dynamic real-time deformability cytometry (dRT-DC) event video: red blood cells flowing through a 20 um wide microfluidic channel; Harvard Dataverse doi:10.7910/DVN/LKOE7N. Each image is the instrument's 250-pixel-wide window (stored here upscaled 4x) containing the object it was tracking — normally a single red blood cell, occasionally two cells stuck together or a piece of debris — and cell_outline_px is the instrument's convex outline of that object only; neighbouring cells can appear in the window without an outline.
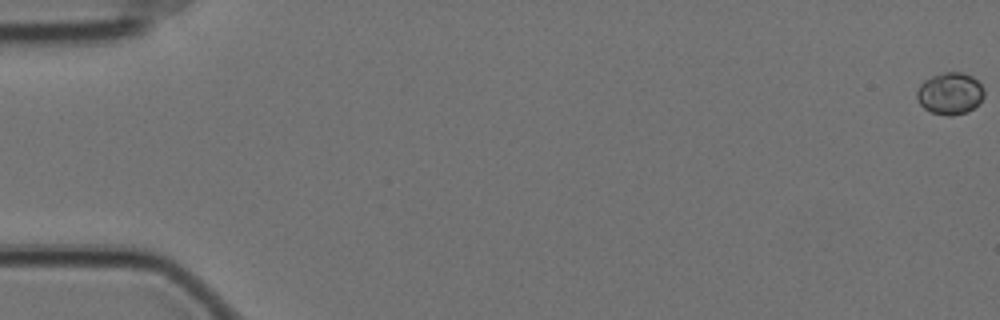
{"species": "Egyptian fruit bat (a non-hibernating species)", "species_latin": "Rousettus aegyptiacus", "temperature_condition": "cold", "stored_images_in_passage": 60, "camera_frame_rate_fps": 3000, "um_per_image_px": 0.085, "animal": {"sex": "female"}, "frame": {"image": 1, "passage_image": 1, "time_ms": 0.0, "image_size_px": [1000, 320], "cell_outline_px": [[984, 96], [968, 112], [952, 116], [948, 116], [932, 112], [924, 108], [920, 104], [916, 96], [916, 92], [920, 84], [924, 80], [932, 76], [944, 72], [960, 72], [972, 76], [984, 88]], "centroid_in_image_um": [80.73, 7.94], "position_along_channel_um": 4.3, "area_um2": 16.36}}
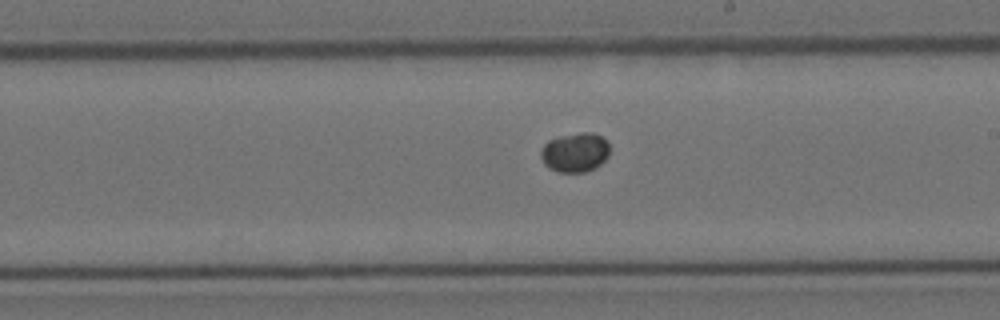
{"frame": {"image": 2, "passage_image": 35, "time_ms": 11.333, "image_size_px": [1000, 320], "cell_outline_px": [[608, 156], [600, 164], [584, 172], [556, 172], [548, 168], [544, 164], [540, 156], [540, 148], [548, 140], [560, 136], [580, 132], [592, 132], [608, 140]], "centroid_in_image_um": [48.84, 12.94], "position_along_channel_um": 240.2, "area_um2": 15.9}}
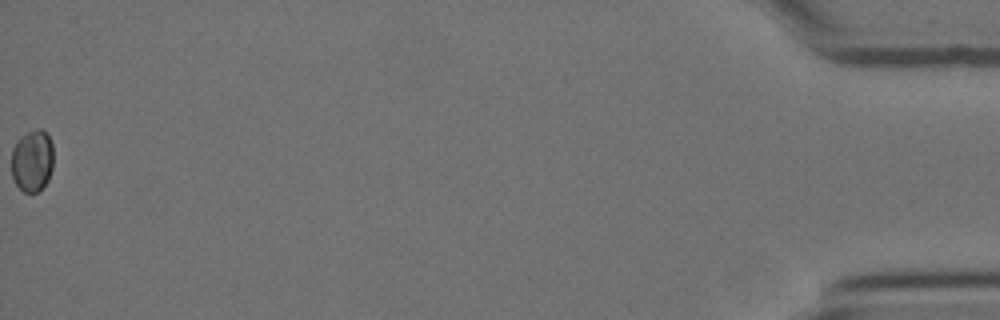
{"frame": {"image": 3, "passage_image": 60, "time_ms": 19.667, "image_size_px": [1000, 320], "cell_outline_px": [[52, 168], [48, 180], [36, 192], [24, 192], [16, 184], [12, 176], [12, 148], [20, 136], [36, 128], [40, 128], [48, 136], [52, 144]], "centroid_in_image_um": [2.72, 13.64], "position_along_channel_um": 432.5, "area_um2": 15.03}}